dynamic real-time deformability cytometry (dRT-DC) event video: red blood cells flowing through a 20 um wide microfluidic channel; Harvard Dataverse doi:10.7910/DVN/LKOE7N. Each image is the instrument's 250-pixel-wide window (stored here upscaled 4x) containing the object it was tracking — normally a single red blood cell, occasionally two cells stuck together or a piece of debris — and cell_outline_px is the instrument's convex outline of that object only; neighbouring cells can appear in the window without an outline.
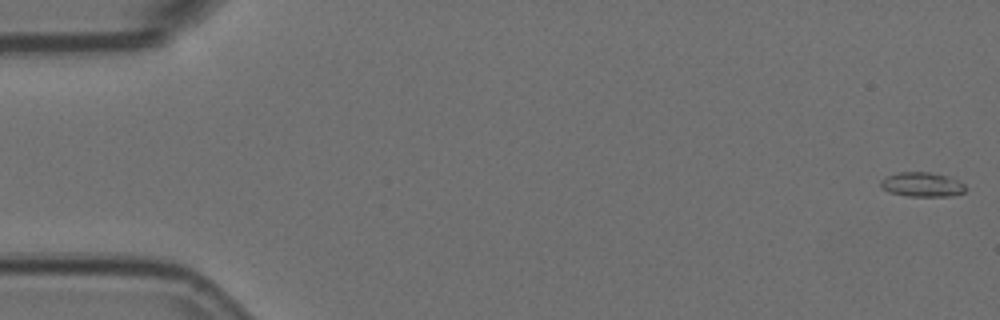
{"species": "Egyptian fruit bat (a non-hibernating species)", "species_latin": "Rousettus aegyptiacus", "temperature_condition": "room temperature", "stored_images_in_passage": 6, "segment_of_instrument_passage": [1, 2], "camera_frame_rate_fps": 3000, "um_per_image_px": 0.085, "animal": {"sex": "female"}, "frame": {"image": 1, "passage_image": 1, "time_ms": 0.0, "image_size_px": [1000, 320], "cell_outline_px": [[968, 188], [964, 192], [948, 196], [908, 196], [888, 192], [880, 184], [880, 180], [888, 176], [900, 172], [928, 172], [948, 176], [960, 180]], "centroid_in_image_um": [78.42, 15.68], "position_along_channel_um": 6.6, "area_um2": 12.08}}
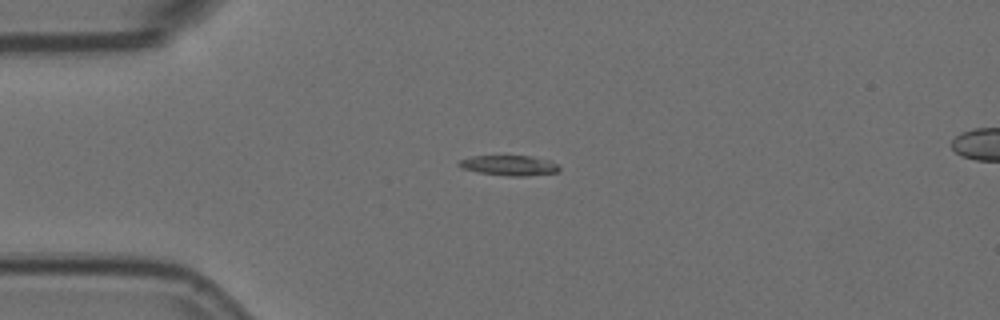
{"frame": {"image": 2, "passage_image": 4, "time_ms": 1.0, "image_size_px": [1000, 320], "cell_outline_px": [[560, 172], [524, 176], [508, 176], [480, 172], [464, 168], [456, 164], [460, 160], [472, 156], [532, 156], [552, 160], [560, 168]], "centroid_in_image_um": [43.35, 14.05], "position_along_channel_um": 41.7, "area_um2": 11.73}}